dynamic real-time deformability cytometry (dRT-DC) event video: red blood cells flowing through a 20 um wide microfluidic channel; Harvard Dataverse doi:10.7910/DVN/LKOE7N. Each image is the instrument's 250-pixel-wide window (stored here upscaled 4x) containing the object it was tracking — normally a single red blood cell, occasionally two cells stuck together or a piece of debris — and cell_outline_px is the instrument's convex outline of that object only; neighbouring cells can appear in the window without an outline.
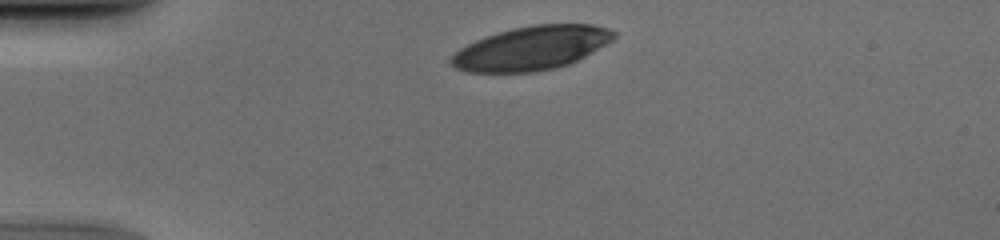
{"species": "human", "species_latin": "Homo sapiens", "temperature_condition": "cold", "stored_images_in_passage": 33, "camera_frame_rate_fps": 3000, "um_per_image_px": 0.085, "donor": {"sex": "male"}, "frame": {"image": 1, "passage_image": 2, "time_ms": 0.333, "image_size_px": [1000, 240], "cell_outline_px": [[616, 36], [612, 40], [584, 56], [568, 64], [556, 68], [532, 72], [468, 72], [456, 68], [448, 64], [448, 60], [460, 48], [484, 36], [512, 28], [532, 24], [592, 24], [608, 28], [616, 32]], "centroid_in_image_um": [45.14, 4.08], "position_along_channel_um": 39.9, "area_um2": 41.44}}
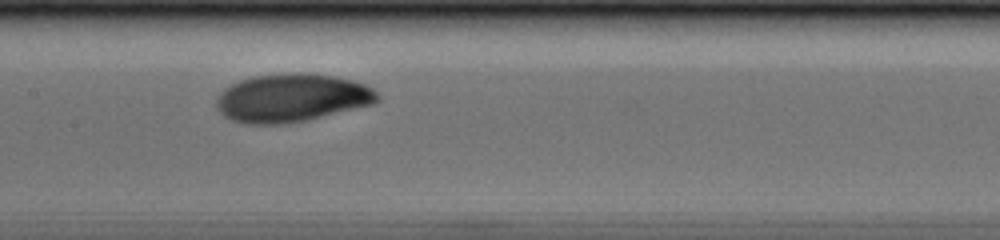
{"frame": {"image": 2, "passage_image": 16, "time_ms": 5.0, "image_size_px": [1000, 240], "cell_outline_px": [[380, 100], [372, 104], [304, 120], [280, 124], [248, 124], [232, 120], [224, 116], [216, 108], [216, 96], [224, 88], [240, 80], [252, 76], [292, 72], [300, 72], [336, 76], [352, 80], [364, 84], [372, 88], [380, 96]], "centroid_in_image_um": [24.76, 8.3], "position_along_channel_um": 182.6, "area_um2": 45.14}}
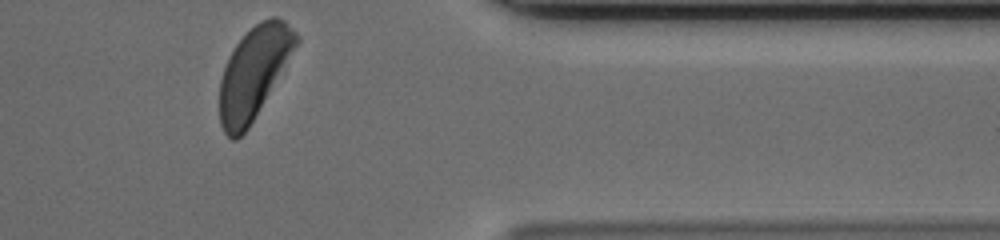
{"frame": {"image": 3, "passage_image": 33, "time_ms": 10.667, "image_size_px": [1000, 240], "cell_outline_px": [[300, 40], [248, 128], [236, 140], [232, 140], [224, 132], [220, 124], [220, 80], [224, 68], [236, 44], [260, 20], [272, 16], [276, 16], [284, 20], [300, 36]], "centroid_in_image_um": [21.57, 6.16], "position_along_channel_um": 389.8, "area_um2": 39.94}}